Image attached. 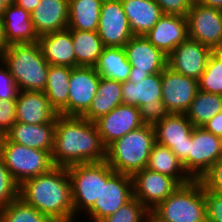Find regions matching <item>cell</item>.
I'll return each instance as SVG.
<instances>
[{
  "instance_id": "44",
  "label": "cell",
  "mask_w": 222,
  "mask_h": 222,
  "mask_svg": "<svg viewBox=\"0 0 222 222\" xmlns=\"http://www.w3.org/2000/svg\"><path fill=\"white\" fill-rule=\"evenodd\" d=\"M41 0H15V4L23 8L25 11L32 13L39 5Z\"/></svg>"
},
{
  "instance_id": "29",
  "label": "cell",
  "mask_w": 222,
  "mask_h": 222,
  "mask_svg": "<svg viewBox=\"0 0 222 222\" xmlns=\"http://www.w3.org/2000/svg\"><path fill=\"white\" fill-rule=\"evenodd\" d=\"M102 3L103 0H69L67 29L97 32Z\"/></svg>"
},
{
  "instance_id": "49",
  "label": "cell",
  "mask_w": 222,
  "mask_h": 222,
  "mask_svg": "<svg viewBox=\"0 0 222 222\" xmlns=\"http://www.w3.org/2000/svg\"><path fill=\"white\" fill-rule=\"evenodd\" d=\"M3 137H4V134L0 131V146H1V143H2V140H3Z\"/></svg>"
},
{
  "instance_id": "4",
  "label": "cell",
  "mask_w": 222,
  "mask_h": 222,
  "mask_svg": "<svg viewBox=\"0 0 222 222\" xmlns=\"http://www.w3.org/2000/svg\"><path fill=\"white\" fill-rule=\"evenodd\" d=\"M2 61L16 79L19 91L44 92L50 64L38 42L9 45Z\"/></svg>"
},
{
  "instance_id": "28",
  "label": "cell",
  "mask_w": 222,
  "mask_h": 222,
  "mask_svg": "<svg viewBox=\"0 0 222 222\" xmlns=\"http://www.w3.org/2000/svg\"><path fill=\"white\" fill-rule=\"evenodd\" d=\"M146 168L174 178L180 185L193 180L172 150L157 142L153 145Z\"/></svg>"
},
{
  "instance_id": "46",
  "label": "cell",
  "mask_w": 222,
  "mask_h": 222,
  "mask_svg": "<svg viewBox=\"0 0 222 222\" xmlns=\"http://www.w3.org/2000/svg\"><path fill=\"white\" fill-rule=\"evenodd\" d=\"M194 2L205 7L222 10V0H194Z\"/></svg>"
},
{
  "instance_id": "16",
  "label": "cell",
  "mask_w": 222,
  "mask_h": 222,
  "mask_svg": "<svg viewBox=\"0 0 222 222\" xmlns=\"http://www.w3.org/2000/svg\"><path fill=\"white\" fill-rule=\"evenodd\" d=\"M97 33L104 47H124L134 36L121 0H103Z\"/></svg>"
},
{
  "instance_id": "21",
  "label": "cell",
  "mask_w": 222,
  "mask_h": 222,
  "mask_svg": "<svg viewBox=\"0 0 222 222\" xmlns=\"http://www.w3.org/2000/svg\"><path fill=\"white\" fill-rule=\"evenodd\" d=\"M59 114L42 91H19L16 99V121L27 124L56 123Z\"/></svg>"
},
{
  "instance_id": "35",
  "label": "cell",
  "mask_w": 222,
  "mask_h": 222,
  "mask_svg": "<svg viewBox=\"0 0 222 222\" xmlns=\"http://www.w3.org/2000/svg\"><path fill=\"white\" fill-rule=\"evenodd\" d=\"M198 89L222 95V55L218 51L210 55L205 71L198 79Z\"/></svg>"
},
{
  "instance_id": "9",
  "label": "cell",
  "mask_w": 222,
  "mask_h": 222,
  "mask_svg": "<svg viewBox=\"0 0 222 222\" xmlns=\"http://www.w3.org/2000/svg\"><path fill=\"white\" fill-rule=\"evenodd\" d=\"M71 183L74 222L86 213L102 192V162L74 164L67 167ZM81 211V212H79ZM77 214V215H76Z\"/></svg>"
},
{
  "instance_id": "6",
  "label": "cell",
  "mask_w": 222,
  "mask_h": 222,
  "mask_svg": "<svg viewBox=\"0 0 222 222\" xmlns=\"http://www.w3.org/2000/svg\"><path fill=\"white\" fill-rule=\"evenodd\" d=\"M122 100L125 105L139 108L144 124L154 125L169 114L162 101V72L122 82Z\"/></svg>"
},
{
  "instance_id": "14",
  "label": "cell",
  "mask_w": 222,
  "mask_h": 222,
  "mask_svg": "<svg viewBox=\"0 0 222 222\" xmlns=\"http://www.w3.org/2000/svg\"><path fill=\"white\" fill-rule=\"evenodd\" d=\"M221 153V137L203 127H194L189 137V176L193 180H200L221 157Z\"/></svg>"
},
{
  "instance_id": "5",
  "label": "cell",
  "mask_w": 222,
  "mask_h": 222,
  "mask_svg": "<svg viewBox=\"0 0 222 222\" xmlns=\"http://www.w3.org/2000/svg\"><path fill=\"white\" fill-rule=\"evenodd\" d=\"M150 214V222H207L205 187L200 180L180 185Z\"/></svg>"
},
{
  "instance_id": "48",
  "label": "cell",
  "mask_w": 222,
  "mask_h": 222,
  "mask_svg": "<svg viewBox=\"0 0 222 222\" xmlns=\"http://www.w3.org/2000/svg\"><path fill=\"white\" fill-rule=\"evenodd\" d=\"M5 5H3L1 2H0V18L2 17V15H3V12H4V10H5Z\"/></svg>"
},
{
  "instance_id": "38",
  "label": "cell",
  "mask_w": 222,
  "mask_h": 222,
  "mask_svg": "<svg viewBox=\"0 0 222 222\" xmlns=\"http://www.w3.org/2000/svg\"><path fill=\"white\" fill-rule=\"evenodd\" d=\"M19 87L8 67L0 61V98L17 99Z\"/></svg>"
},
{
  "instance_id": "10",
  "label": "cell",
  "mask_w": 222,
  "mask_h": 222,
  "mask_svg": "<svg viewBox=\"0 0 222 222\" xmlns=\"http://www.w3.org/2000/svg\"><path fill=\"white\" fill-rule=\"evenodd\" d=\"M153 127L156 142L170 148L189 175V137L194 125L185 114L169 113Z\"/></svg>"
},
{
  "instance_id": "25",
  "label": "cell",
  "mask_w": 222,
  "mask_h": 222,
  "mask_svg": "<svg viewBox=\"0 0 222 222\" xmlns=\"http://www.w3.org/2000/svg\"><path fill=\"white\" fill-rule=\"evenodd\" d=\"M38 43L50 65L75 67V51L68 29L51 32L39 37Z\"/></svg>"
},
{
  "instance_id": "15",
  "label": "cell",
  "mask_w": 222,
  "mask_h": 222,
  "mask_svg": "<svg viewBox=\"0 0 222 222\" xmlns=\"http://www.w3.org/2000/svg\"><path fill=\"white\" fill-rule=\"evenodd\" d=\"M131 178L134 197L149 211H152L180 186L174 178L147 168L134 173Z\"/></svg>"
},
{
  "instance_id": "30",
  "label": "cell",
  "mask_w": 222,
  "mask_h": 222,
  "mask_svg": "<svg viewBox=\"0 0 222 222\" xmlns=\"http://www.w3.org/2000/svg\"><path fill=\"white\" fill-rule=\"evenodd\" d=\"M94 68L100 77L120 82L127 81L131 72L124 47H104Z\"/></svg>"
},
{
  "instance_id": "31",
  "label": "cell",
  "mask_w": 222,
  "mask_h": 222,
  "mask_svg": "<svg viewBox=\"0 0 222 222\" xmlns=\"http://www.w3.org/2000/svg\"><path fill=\"white\" fill-rule=\"evenodd\" d=\"M75 51V67H94L104 49L97 32L69 30Z\"/></svg>"
},
{
  "instance_id": "7",
  "label": "cell",
  "mask_w": 222,
  "mask_h": 222,
  "mask_svg": "<svg viewBox=\"0 0 222 222\" xmlns=\"http://www.w3.org/2000/svg\"><path fill=\"white\" fill-rule=\"evenodd\" d=\"M0 156L18 185L55 167L49 151L16 144L5 135L0 146Z\"/></svg>"
},
{
  "instance_id": "8",
  "label": "cell",
  "mask_w": 222,
  "mask_h": 222,
  "mask_svg": "<svg viewBox=\"0 0 222 222\" xmlns=\"http://www.w3.org/2000/svg\"><path fill=\"white\" fill-rule=\"evenodd\" d=\"M134 197L130 175L116 173L106 161H102V192L94 205L86 212L92 221L100 222L113 215L122 205Z\"/></svg>"
},
{
  "instance_id": "37",
  "label": "cell",
  "mask_w": 222,
  "mask_h": 222,
  "mask_svg": "<svg viewBox=\"0 0 222 222\" xmlns=\"http://www.w3.org/2000/svg\"><path fill=\"white\" fill-rule=\"evenodd\" d=\"M19 197V185L11 177L0 156V208Z\"/></svg>"
},
{
  "instance_id": "13",
  "label": "cell",
  "mask_w": 222,
  "mask_h": 222,
  "mask_svg": "<svg viewBox=\"0 0 222 222\" xmlns=\"http://www.w3.org/2000/svg\"><path fill=\"white\" fill-rule=\"evenodd\" d=\"M188 37L213 51L222 48V10L193 2L186 16Z\"/></svg>"
},
{
  "instance_id": "23",
  "label": "cell",
  "mask_w": 222,
  "mask_h": 222,
  "mask_svg": "<svg viewBox=\"0 0 222 222\" xmlns=\"http://www.w3.org/2000/svg\"><path fill=\"white\" fill-rule=\"evenodd\" d=\"M56 123L27 124L15 122L5 136L19 145L52 153Z\"/></svg>"
},
{
  "instance_id": "1",
  "label": "cell",
  "mask_w": 222,
  "mask_h": 222,
  "mask_svg": "<svg viewBox=\"0 0 222 222\" xmlns=\"http://www.w3.org/2000/svg\"><path fill=\"white\" fill-rule=\"evenodd\" d=\"M51 158L54 166L59 167L106 161V147L95 122L58 115Z\"/></svg>"
},
{
  "instance_id": "27",
  "label": "cell",
  "mask_w": 222,
  "mask_h": 222,
  "mask_svg": "<svg viewBox=\"0 0 222 222\" xmlns=\"http://www.w3.org/2000/svg\"><path fill=\"white\" fill-rule=\"evenodd\" d=\"M121 104H123L122 82L100 77L97 94L93 98L90 108L82 117L95 122Z\"/></svg>"
},
{
  "instance_id": "19",
  "label": "cell",
  "mask_w": 222,
  "mask_h": 222,
  "mask_svg": "<svg viewBox=\"0 0 222 222\" xmlns=\"http://www.w3.org/2000/svg\"><path fill=\"white\" fill-rule=\"evenodd\" d=\"M212 53L211 48L188 38L168 55V67L177 73L198 80L205 71Z\"/></svg>"
},
{
  "instance_id": "20",
  "label": "cell",
  "mask_w": 222,
  "mask_h": 222,
  "mask_svg": "<svg viewBox=\"0 0 222 222\" xmlns=\"http://www.w3.org/2000/svg\"><path fill=\"white\" fill-rule=\"evenodd\" d=\"M144 37L168 56L189 38L187 18L163 14Z\"/></svg>"
},
{
  "instance_id": "32",
  "label": "cell",
  "mask_w": 222,
  "mask_h": 222,
  "mask_svg": "<svg viewBox=\"0 0 222 222\" xmlns=\"http://www.w3.org/2000/svg\"><path fill=\"white\" fill-rule=\"evenodd\" d=\"M71 67L50 65L44 93L50 105L59 113L67 104Z\"/></svg>"
},
{
  "instance_id": "22",
  "label": "cell",
  "mask_w": 222,
  "mask_h": 222,
  "mask_svg": "<svg viewBox=\"0 0 222 222\" xmlns=\"http://www.w3.org/2000/svg\"><path fill=\"white\" fill-rule=\"evenodd\" d=\"M38 37L68 28L69 0H41L31 13Z\"/></svg>"
},
{
  "instance_id": "18",
  "label": "cell",
  "mask_w": 222,
  "mask_h": 222,
  "mask_svg": "<svg viewBox=\"0 0 222 222\" xmlns=\"http://www.w3.org/2000/svg\"><path fill=\"white\" fill-rule=\"evenodd\" d=\"M95 124L106 148L115 140L144 125L139 108L125 104L118 105L96 120Z\"/></svg>"
},
{
  "instance_id": "3",
  "label": "cell",
  "mask_w": 222,
  "mask_h": 222,
  "mask_svg": "<svg viewBox=\"0 0 222 222\" xmlns=\"http://www.w3.org/2000/svg\"><path fill=\"white\" fill-rule=\"evenodd\" d=\"M155 143L153 125L144 124L111 143L106 148V162L116 173L132 176L146 168Z\"/></svg>"
},
{
  "instance_id": "26",
  "label": "cell",
  "mask_w": 222,
  "mask_h": 222,
  "mask_svg": "<svg viewBox=\"0 0 222 222\" xmlns=\"http://www.w3.org/2000/svg\"><path fill=\"white\" fill-rule=\"evenodd\" d=\"M134 36H145L163 15L154 0H121Z\"/></svg>"
},
{
  "instance_id": "33",
  "label": "cell",
  "mask_w": 222,
  "mask_h": 222,
  "mask_svg": "<svg viewBox=\"0 0 222 222\" xmlns=\"http://www.w3.org/2000/svg\"><path fill=\"white\" fill-rule=\"evenodd\" d=\"M219 112H222V95L198 90L185 115L194 127H203Z\"/></svg>"
},
{
  "instance_id": "12",
  "label": "cell",
  "mask_w": 222,
  "mask_h": 222,
  "mask_svg": "<svg viewBox=\"0 0 222 222\" xmlns=\"http://www.w3.org/2000/svg\"><path fill=\"white\" fill-rule=\"evenodd\" d=\"M100 76L94 67H74L69 80L68 104L58 113L63 116L82 117L97 94Z\"/></svg>"
},
{
  "instance_id": "36",
  "label": "cell",
  "mask_w": 222,
  "mask_h": 222,
  "mask_svg": "<svg viewBox=\"0 0 222 222\" xmlns=\"http://www.w3.org/2000/svg\"><path fill=\"white\" fill-rule=\"evenodd\" d=\"M150 211L135 197L100 222H150Z\"/></svg>"
},
{
  "instance_id": "2",
  "label": "cell",
  "mask_w": 222,
  "mask_h": 222,
  "mask_svg": "<svg viewBox=\"0 0 222 222\" xmlns=\"http://www.w3.org/2000/svg\"><path fill=\"white\" fill-rule=\"evenodd\" d=\"M19 197L54 222H74L71 183L67 167L27 179L19 185Z\"/></svg>"
},
{
  "instance_id": "42",
  "label": "cell",
  "mask_w": 222,
  "mask_h": 222,
  "mask_svg": "<svg viewBox=\"0 0 222 222\" xmlns=\"http://www.w3.org/2000/svg\"><path fill=\"white\" fill-rule=\"evenodd\" d=\"M163 14L186 17L194 0H154Z\"/></svg>"
},
{
  "instance_id": "41",
  "label": "cell",
  "mask_w": 222,
  "mask_h": 222,
  "mask_svg": "<svg viewBox=\"0 0 222 222\" xmlns=\"http://www.w3.org/2000/svg\"><path fill=\"white\" fill-rule=\"evenodd\" d=\"M16 121V99L0 98V131L5 135Z\"/></svg>"
},
{
  "instance_id": "50",
  "label": "cell",
  "mask_w": 222,
  "mask_h": 222,
  "mask_svg": "<svg viewBox=\"0 0 222 222\" xmlns=\"http://www.w3.org/2000/svg\"><path fill=\"white\" fill-rule=\"evenodd\" d=\"M218 52L222 55V48H220V49L218 50Z\"/></svg>"
},
{
  "instance_id": "40",
  "label": "cell",
  "mask_w": 222,
  "mask_h": 222,
  "mask_svg": "<svg viewBox=\"0 0 222 222\" xmlns=\"http://www.w3.org/2000/svg\"><path fill=\"white\" fill-rule=\"evenodd\" d=\"M203 186L209 191L222 193V158H219L214 165L200 179Z\"/></svg>"
},
{
  "instance_id": "24",
  "label": "cell",
  "mask_w": 222,
  "mask_h": 222,
  "mask_svg": "<svg viewBox=\"0 0 222 222\" xmlns=\"http://www.w3.org/2000/svg\"><path fill=\"white\" fill-rule=\"evenodd\" d=\"M1 18L8 46L38 42L39 37L34 30L30 12L12 3L5 7Z\"/></svg>"
},
{
  "instance_id": "34",
  "label": "cell",
  "mask_w": 222,
  "mask_h": 222,
  "mask_svg": "<svg viewBox=\"0 0 222 222\" xmlns=\"http://www.w3.org/2000/svg\"><path fill=\"white\" fill-rule=\"evenodd\" d=\"M0 222H54L20 197L0 208Z\"/></svg>"
},
{
  "instance_id": "43",
  "label": "cell",
  "mask_w": 222,
  "mask_h": 222,
  "mask_svg": "<svg viewBox=\"0 0 222 222\" xmlns=\"http://www.w3.org/2000/svg\"><path fill=\"white\" fill-rule=\"evenodd\" d=\"M203 128L212 134L222 138V112L217 113L208 122L203 125Z\"/></svg>"
},
{
  "instance_id": "47",
  "label": "cell",
  "mask_w": 222,
  "mask_h": 222,
  "mask_svg": "<svg viewBox=\"0 0 222 222\" xmlns=\"http://www.w3.org/2000/svg\"><path fill=\"white\" fill-rule=\"evenodd\" d=\"M0 2L5 6H9L10 4L15 3V0H0Z\"/></svg>"
},
{
  "instance_id": "39",
  "label": "cell",
  "mask_w": 222,
  "mask_h": 222,
  "mask_svg": "<svg viewBox=\"0 0 222 222\" xmlns=\"http://www.w3.org/2000/svg\"><path fill=\"white\" fill-rule=\"evenodd\" d=\"M207 222H222V193L205 188Z\"/></svg>"
},
{
  "instance_id": "11",
  "label": "cell",
  "mask_w": 222,
  "mask_h": 222,
  "mask_svg": "<svg viewBox=\"0 0 222 222\" xmlns=\"http://www.w3.org/2000/svg\"><path fill=\"white\" fill-rule=\"evenodd\" d=\"M131 72L128 80L144 79L161 73L168 66V56L144 36H133L124 46Z\"/></svg>"
},
{
  "instance_id": "17",
  "label": "cell",
  "mask_w": 222,
  "mask_h": 222,
  "mask_svg": "<svg viewBox=\"0 0 222 222\" xmlns=\"http://www.w3.org/2000/svg\"><path fill=\"white\" fill-rule=\"evenodd\" d=\"M198 90V80L168 66L162 71V101L169 113L185 114Z\"/></svg>"
},
{
  "instance_id": "45",
  "label": "cell",
  "mask_w": 222,
  "mask_h": 222,
  "mask_svg": "<svg viewBox=\"0 0 222 222\" xmlns=\"http://www.w3.org/2000/svg\"><path fill=\"white\" fill-rule=\"evenodd\" d=\"M8 44L5 38L4 25L2 18H0V61H2L3 55L7 50Z\"/></svg>"
}]
</instances>
